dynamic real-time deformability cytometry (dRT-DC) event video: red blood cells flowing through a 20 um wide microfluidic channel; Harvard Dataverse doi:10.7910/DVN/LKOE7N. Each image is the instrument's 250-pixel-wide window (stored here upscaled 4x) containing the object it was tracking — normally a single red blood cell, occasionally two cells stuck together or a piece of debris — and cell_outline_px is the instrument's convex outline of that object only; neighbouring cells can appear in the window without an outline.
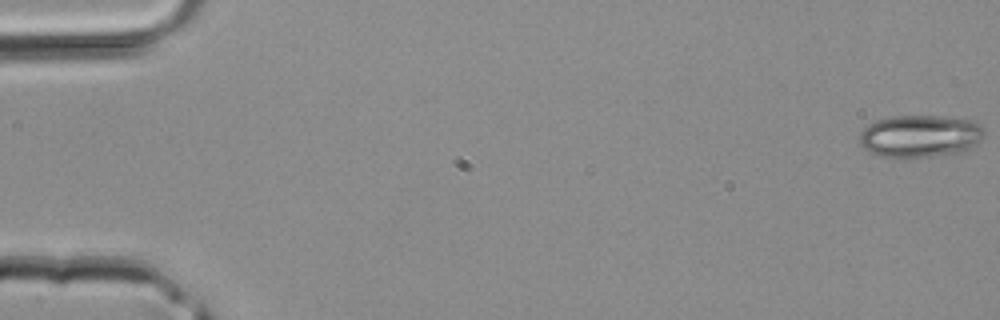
{"species": "common noctule bat (a hibernating species)", "species_latin": "Nyctalus noctula", "temperature_condition": "room temperature", "stored_images_in_passage": 43, "camera_frame_rate_fps": 3000, "um_per_image_px": 0.085, "animal": {"sex": "male", "body_mass_g": 20.4}, "frame": {"image": 1, "passage_image": 1, "time_ms": 0.0, "image_size_px": [1000, 320], "cell_outline_px": [[984, 136], [976, 144], [968, 148], [956, 152], [928, 156], [896, 160], [872, 152], [864, 148], [860, 144], [860, 132], [868, 124], [876, 120], [892, 116], [940, 116], [972, 120], [980, 124], [984, 128]], "centroid_in_image_um": [78.18, 11.57], "position_along_channel_um": 6.8, "area_um2": 30.87}}
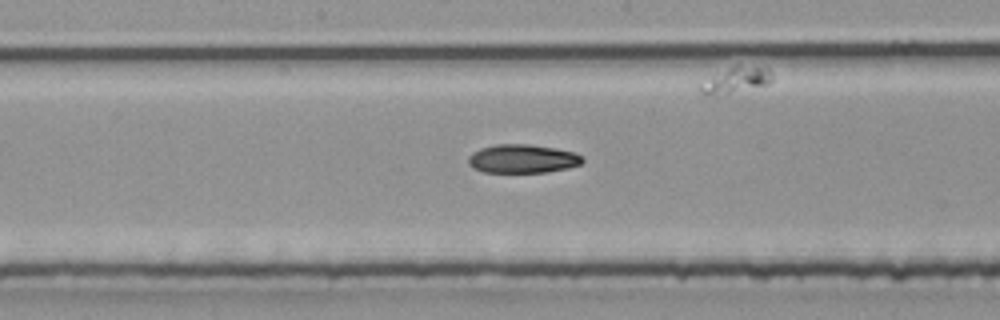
{"frame": {"image": 2, "passage_image": 23, "time_ms": 7.333, "image_size_px": [1000, 320], "cell_outline_px": [[584, 160], [580, 164], [568, 168], [548, 172], [484, 172], [472, 168], [468, 164], [468, 156], [472, 152], [480, 148], [496, 144], [528, 144], [556, 148], [572, 152], [580, 156]], "centroid_in_image_um": [44.37, 13.49], "position_along_channel_um": 203.8, "area_um2": 19.07}}
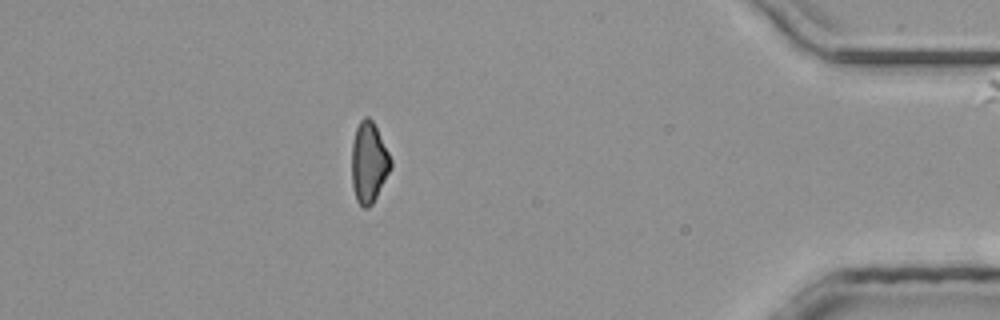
{"frame": {"image": 3, "passage_image": 38, "time_ms": 12.333, "image_size_px": [1000, 320], "cell_outline_px": [[392, 168], [372, 204], [368, 208], [364, 208], [356, 200], [352, 184], [352, 144], [356, 128], [360, 120], [364, 116], [368, 116], [372, 120], [392, 160]], "centroid_in_image_um": [31.35, 13.82], "position_along_channel_um": 403.9, "area_um2": 18.26}}